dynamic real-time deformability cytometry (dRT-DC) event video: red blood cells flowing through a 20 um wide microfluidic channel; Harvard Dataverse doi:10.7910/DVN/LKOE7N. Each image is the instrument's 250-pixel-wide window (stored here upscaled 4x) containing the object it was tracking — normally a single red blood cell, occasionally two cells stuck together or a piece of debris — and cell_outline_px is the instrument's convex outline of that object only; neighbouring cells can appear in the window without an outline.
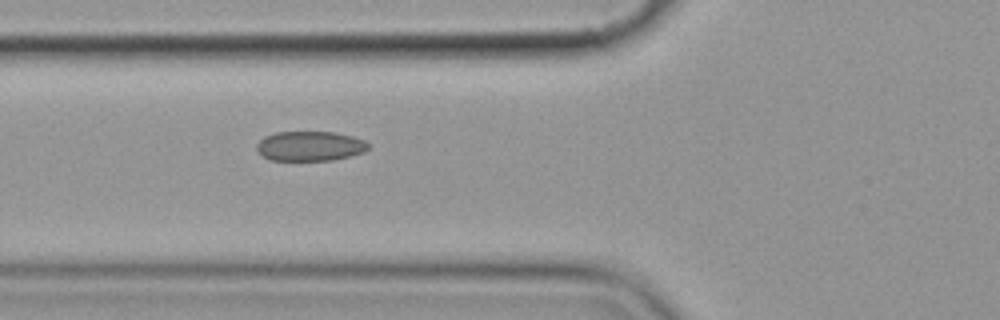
{"species": "common noctule bat (a hibernating species)", "species_latin": "Nyctalus noctula", "temperature_condition": "cold", "stored_images_in_passage": 6, "camera_frame_rate_fps": 3000, "um_per_image_px": 0.085, "animal": {"sex": "female", "body_mass_g": 19.9}, "frame": {"image": 1, "passage_image": 6, "time_ms": 7.667, "image_size_px": [1000, 320], "cell_outline_px": [[372, 144], [364, 152], [332, 160], [268, 160], [256, 148], [256, 144], [264, 136], [276, 132], [332, 132], [352, 136], [364, 140]], "centroid_in_image_um": [26.35, 12.41], "position_along_channel_um": 99.4, "area_um2": 19.31}}